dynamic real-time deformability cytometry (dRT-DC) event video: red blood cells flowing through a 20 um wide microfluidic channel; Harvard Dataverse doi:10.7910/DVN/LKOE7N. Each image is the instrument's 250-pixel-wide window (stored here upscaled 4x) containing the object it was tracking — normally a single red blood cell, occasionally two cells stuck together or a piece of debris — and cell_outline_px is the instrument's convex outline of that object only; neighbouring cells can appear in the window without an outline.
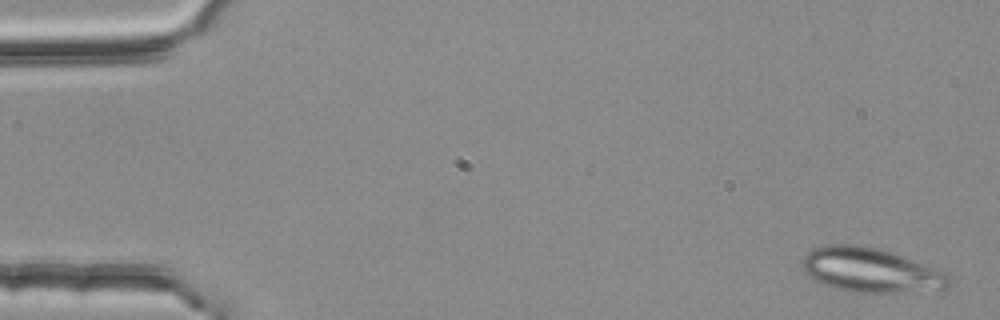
{"species": "common noctule bat (a hibernating species)", "species_latin": "Nyctalus noctula", "temperature_condition": "room temperature", "stored_images_in_passage": 3, "camera_frame_rate_fps": 3000, "um_per_image_px": 0.085, "animal": {"sex": "female", "body_mass_g": 25.1}, "frame": {"image": 1, "passage_image": 1, "time_ms": 0.0, "image_size_px": [1000, 320], "cell_outline_px": [[952, 280], [948, 288], [904, 292], [852, 292], [836, 288], [824, 284], [808, 276], [804, 272], [804, 256], [808, 252], [824, 244], [860, 244], [892, 252], [948, 272]], "centroid_in_image_um": [74.06, 22.95], "position_along_channel_um": 10.9, "area_um2": 37.92}}